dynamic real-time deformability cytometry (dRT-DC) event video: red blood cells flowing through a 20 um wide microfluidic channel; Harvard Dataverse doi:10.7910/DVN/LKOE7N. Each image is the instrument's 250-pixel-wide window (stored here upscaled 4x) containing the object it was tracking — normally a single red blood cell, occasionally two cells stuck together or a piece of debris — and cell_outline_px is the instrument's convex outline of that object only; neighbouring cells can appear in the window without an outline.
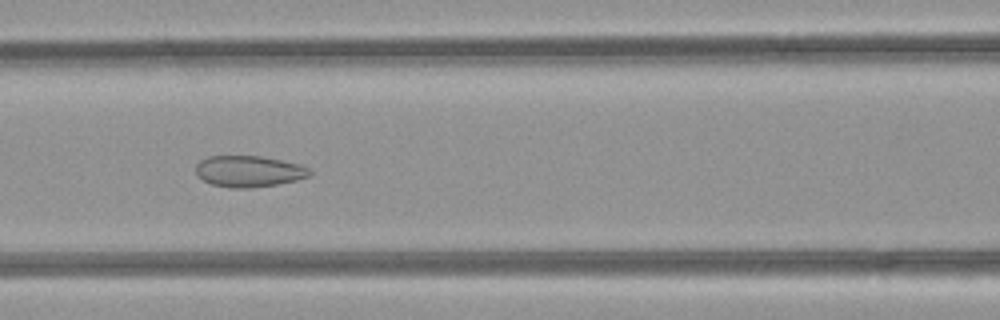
{"species": "common noctule bat (a hibernating species)", "species_latin": "Nyctalus noctula", "temperature_condition": "room temperature", "stored_images_in_passage": 48, "camera_frame_rate_fps": 3000, "um_per_image_px": 0.085, "animal": {"sex": "female", "body_mass_g": 21.9}, "frame": {"image": 1, "passage_image": 19, "time_ms": 6.0, "image_size_px": [1000, 320], "cell_outline_px": [[312, 172], [308, 176], [296, 180], [276, 184], [252, 188], [232, 188], [212, 184], [196, 176], [196, 164], [200, 160], [208, 156], [260, 156], [300, 164], [308, 168]], "centroid_in_image_um": [21.12, 14.56], "position_along_channel_um": 145.5, "area_um2": 20.69}}
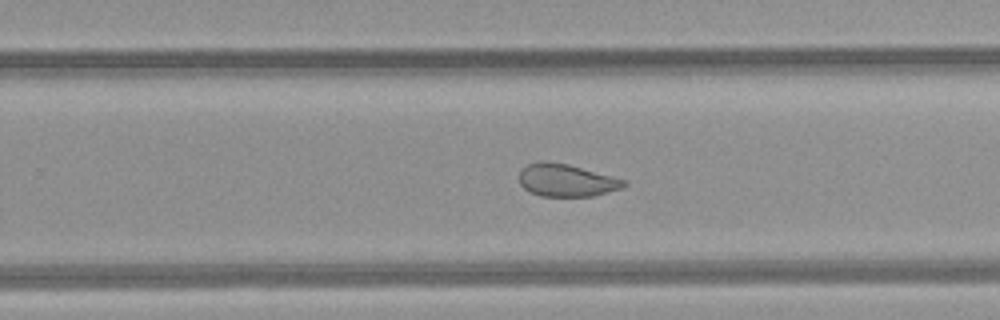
{"frame": {"image": 2, "passage_image": 29, "time_ms": 9.333, "image_size_px": [1000, 320], "cell_outline_px": [[628, 184], [624, 188], [592, 196], [540, 196], [528, 192], [520, 184], [520, 172], [528, 164], [540, 160], [544, 160], [568, 164], [624, 180]], "centroid_in_image_um": [48.12, 15.33], "position_along_channel_um": 281.7, "area_um2": 19.77}}
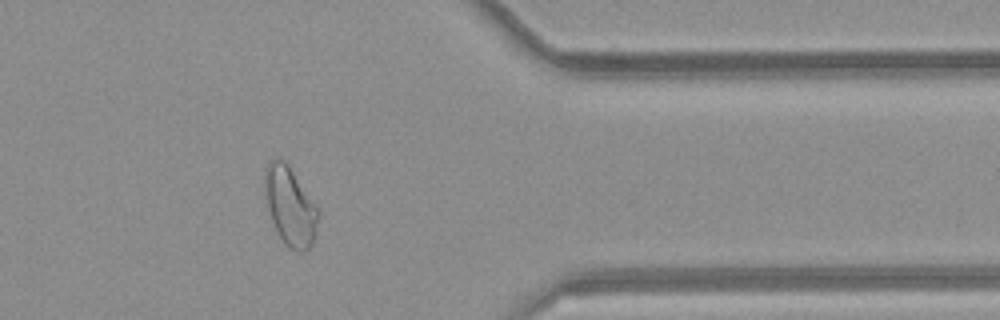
{"frame": {"image": 3, "passage_image": 38, "time_ms": 12.333, "image_size_px": [1000, 320], "cell_outline_px": [[320, 212], [316, 236], [312, 244], [308, 248], [300, 252], [292, 248], [280, 236], [272, 220], [268, 208], [264, 192], [264, 172], [268, 164], [272, 160], [284, 160], [288, 164], [320, 208]], "centroid_in_image_um": [24.71, 17.5], "position_along_channel_um": 386.7, "area_um2": 24.45}, "authors_computed_cell_mechanics": {"area_um2": 24.7673, "velocity_mm_per_s": 4.0943, "shape_relaxation_time_tau1_ms": null, "shape_relaxation_time_tau2_ms": 1.4537, "deformation_change_tau1": null, "deformation_change_tau2": 0.0768}}